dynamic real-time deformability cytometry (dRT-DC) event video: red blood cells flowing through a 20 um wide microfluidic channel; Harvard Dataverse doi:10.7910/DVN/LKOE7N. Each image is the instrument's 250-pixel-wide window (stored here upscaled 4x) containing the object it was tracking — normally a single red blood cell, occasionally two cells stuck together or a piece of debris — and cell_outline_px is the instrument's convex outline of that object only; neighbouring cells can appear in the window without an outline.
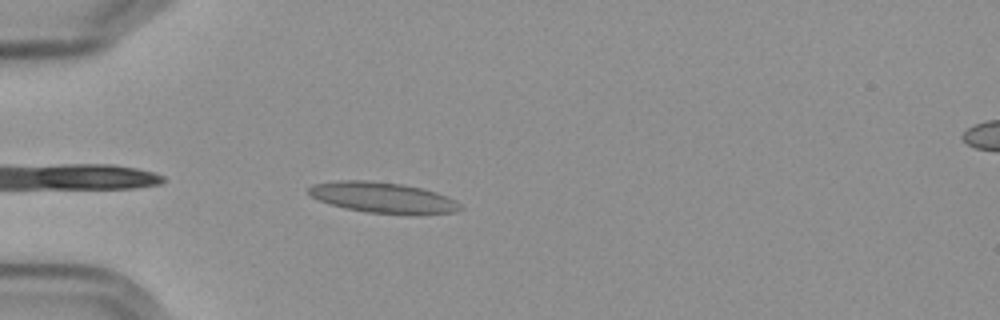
{"species": "Egyptian fruit bat (a non-hibernating species)", "species_latin": "Rousettus aegyptiacus", "temperature_condition": "cold", "stored_images_in_passage": 40, "camera_frame_rate_fps": 3000, "um_per_image_px": 0.085, "frame": {"image": 1, "passage_image": 3, "time_ms": 0.667, "image_size_px": [1000, 320], "cell_outline_px": [[464, 208], [456, 212], [416, 216], [408, 216], [368, 212], [344, 208], [320, 200], [312, 196], [308, 192], [308, 188], [312, 184], [336, 180], [368, 180], [400, 184], [420, 188], [436, 192], [448, 196], [456, 200]], "centroid_in_image_um": [32.62, 16.82], "position_along_channel_um": 52.4, "area_um2": 27.63}}
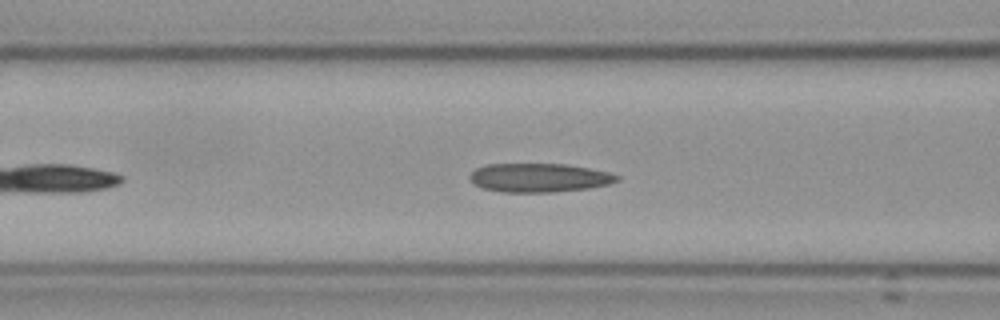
{"frame": {"image": 2, "passage_image": 10, "time_ms": 3.0, "image_size_px": [1000, 320], "cell_outline_px": [[620, 180], [608, 184], [588, 188], [552, 192], [504, 192], [484, 188], [476, 184], [468, 176], [476, 168], [488, 164], [564, 164], [588, 168], [608, 172], [620, 176]], "centroid_in_image_um": [45.84, 15.1], "position_along_channel_um": 120.8, "area_um2": 24.45}}
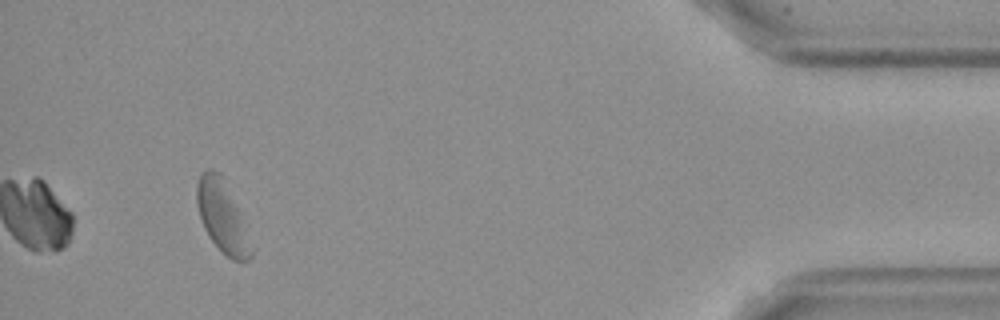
{"frame": {"image": 3, "passage_image": 40, "time_ms": 13.0, "image_size_px": [1000, 320], "cell_outline_px": [[252, 256], [244, 264], [232, 260], [208, 236], [204, 228], [200, 216], [196, 200], [196, 184], [200, 172], [208, 168], [212, 168], [220, 172], [252, 252]], "centroid_in_image_um": [18.79, 18.39], "position_along_channel_um": 416.4, "area_um2": 21.21}, "authors_computed_cell_mechanics": {"area_um2": 24.7673, "velocity_mm_per_s": 3.5469, "shape_relaxation_time_tau1_ms": null, "shape_relaxation_time_tau2_ms": 3.106, "deformation_change_tau1": null, "deformation_change_tau2": 0.0817}}